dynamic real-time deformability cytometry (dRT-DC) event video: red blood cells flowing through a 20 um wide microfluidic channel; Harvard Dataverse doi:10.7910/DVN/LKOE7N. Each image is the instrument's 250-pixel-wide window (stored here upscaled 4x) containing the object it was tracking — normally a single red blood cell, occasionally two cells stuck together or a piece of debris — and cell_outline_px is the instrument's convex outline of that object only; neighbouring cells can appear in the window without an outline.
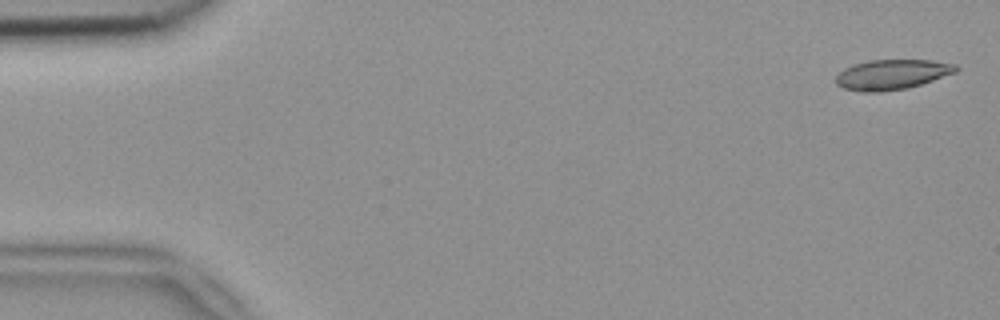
{"species": "common noctule bat (a hibernating species)", "species_latin": "Nyctalus noctula", "temperature_condition": "room temperature", "stored_images_in_passage": 6, "segment_of_instrument_passage": [1, 2], "camera_frame_rate_fps": 3000, "um_per_image_px": 0.085, "animal": {"sex": "female", "body_mass_g": 18.4}, "frame": {"image": 1, "passage_image": 1, "time_ms": 0.0, "image_size_px": [1000, 320], "cell_outline_px": [[960, 68], [956, 72], [908, 88], [880, 92], [864, 92], [844, 88], [836, 84], [836, 76], [844, 68], [868, 60], [932, 60], [956, 64]], "centroid_in_image_um": [75.83, 6.33], "position_along_channel_um": 9.2, "area_um2": 20.92}}